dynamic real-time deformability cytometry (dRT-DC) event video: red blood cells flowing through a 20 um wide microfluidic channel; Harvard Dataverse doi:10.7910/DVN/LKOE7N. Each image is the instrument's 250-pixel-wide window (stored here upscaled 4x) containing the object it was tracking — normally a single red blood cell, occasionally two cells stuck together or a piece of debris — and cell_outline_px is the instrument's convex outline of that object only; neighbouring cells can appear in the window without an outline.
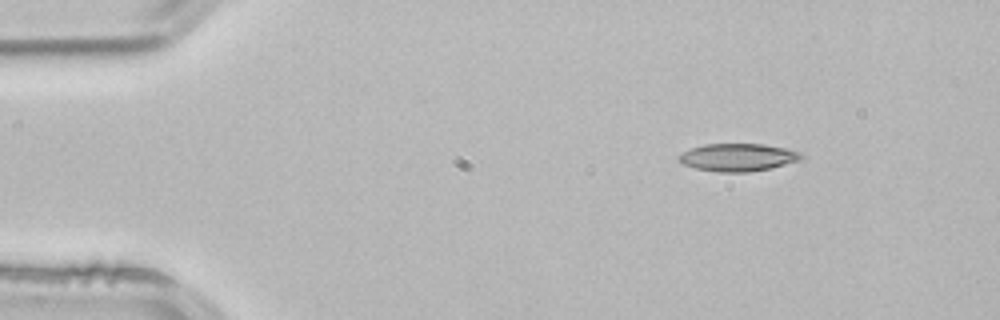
{"species": "common noctule bat (a hibernating species)", "species_latin": "Nyctalus noctula", "temperature_condition": "room temperature", "stored_images_in_passage": 3, "camera_frame_rate_fps": 3000, "um_per_image_px": 0.085, "animal": {"sex": "male", "body_mass_g": 21.5, "forearm_length_mm": 52.0}, "frame": {"image": 1, "passage_image": 1, "time_ms": 0.0, "image_size_px": [1000, 320], "cell_outline_px": [[804, 156], [800, 160], [772, 168], [748, 172], [720, 172], [696, 168], [684, 164], [676, 160], [676, 156], [680, 152], [704, 144], [764, 144], [784, 148], [796, 152]], "centroid_in_image_um": [62.66, 13.37], "position_along_channel_um": 22.3, "area_um2": 19.71}}
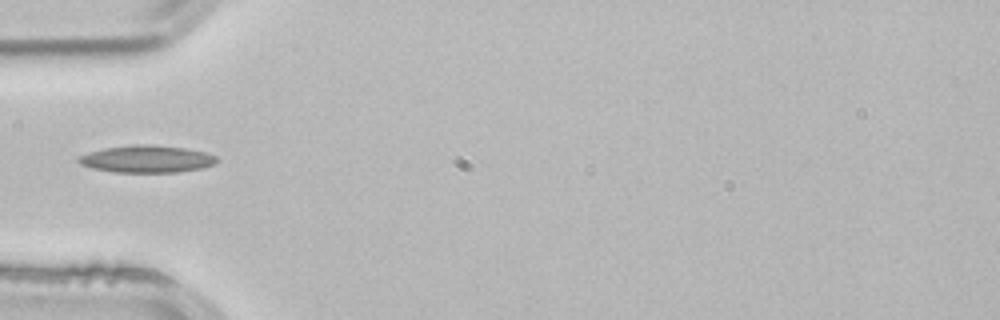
{"frame": {"image": 2, "passage_image": 3, "time_ms": 0.667, "image_size_px": [1000, 320], "cell_outline_px": [[220, 160], [216, 164], [200, 168], [176, 172], [112, 172], [92, 168], [80, 164], [76, 160], [80, 156], [88, 152], [104, 148], [136, 144], [152, 144], [184, 148], [208, 152], [216, 156]], "centroid_in_image_um": [12.5, 13.51], "position_along_channel_um": 72.5, "area_um2": 22.08}}